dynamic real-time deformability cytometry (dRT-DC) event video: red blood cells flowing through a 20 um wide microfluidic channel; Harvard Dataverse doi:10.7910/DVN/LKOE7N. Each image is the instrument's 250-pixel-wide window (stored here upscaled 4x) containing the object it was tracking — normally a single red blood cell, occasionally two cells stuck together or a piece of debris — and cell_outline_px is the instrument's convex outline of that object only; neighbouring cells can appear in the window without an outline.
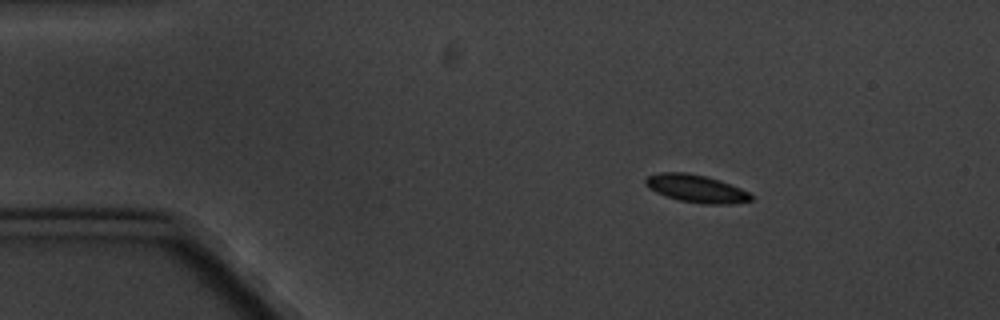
{"species": "common noctule bat (a hibernating species)", "species_latin": "Nyctalus noctula", "temperature_condition": "cold", "stored_images_in_passage": 10, "camera_frame_rate_fps": 3000, "um_per_image_px": 0.085, "animal": {"sex": "male", "body_mass_g": 20.1, "forearm_length_mm": 53.5}, "frame": {"image": 1, "passage_image": 1, "time_ms": 0.0, "image_size_px": [1000, 320], "cell_outline_px": [[756, 196], [752, 200], [732, 204], [704, 204], [680, 200], [656, 192], [648, 188], [644, 184], [644, 180], [648, 176], [660, 172], [684, 172], [704, 176], [720, 180], [740, 188]], "centroid_in_image_um": [59.2, 16.03], "position_along_channel_um": 25.8, "area_um2": 16.99}}
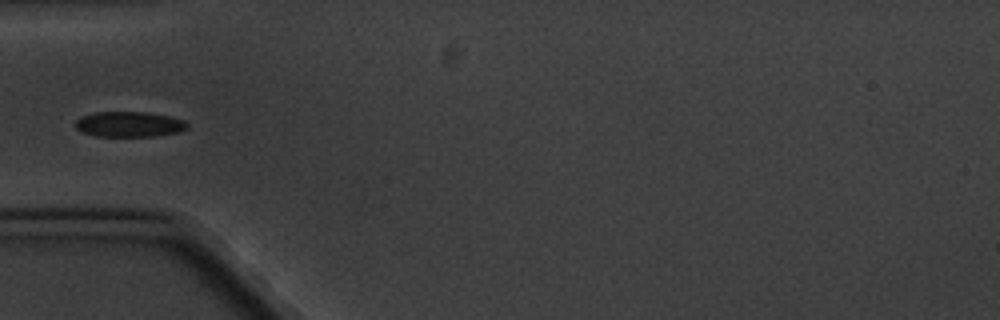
{"frame": {"image": 2, "passage_image": 4, "time_ms": 3.333, "image_size_px": [1000, 320], "cell_outline_px": [[188, 128], [180, 132], [156, 136], [96, 136], [84, 132], [76, 128], [76, 120], [80, 116], [96, 112], [144, 112], [168, 116], [184, 120], [188, 124]], "centroid_in_image_um": [11.0, 10.56], "position_along_channel_um": 74.0, "area_um2": 16.47}}
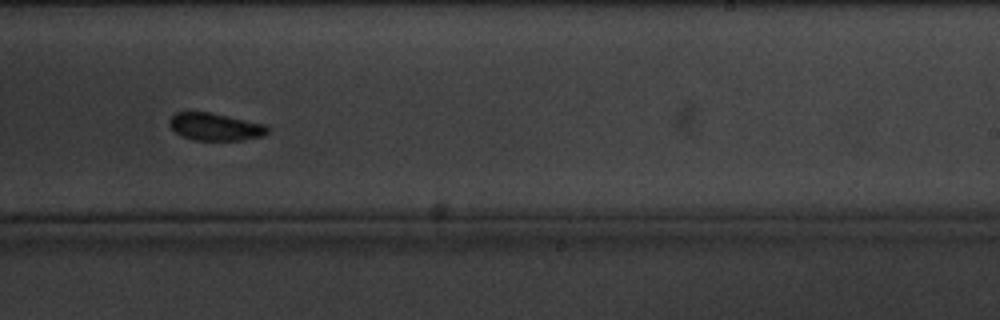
{"frame": {"image": 3, "passage_image": 9, "time_ms": 9.333, "image_size_px": [1000, 320], "cell_outline_px": [[268, 132], [264, 136], [244, 140], [192, 140], [180, 136], [168, 124], [168, 120], [176, 112], [212, 112], [268, 124]], "centroid_in_image_um": [18.32, 10.77], "position_along_channel_um": 270.7, "area_um2": 16.07}}